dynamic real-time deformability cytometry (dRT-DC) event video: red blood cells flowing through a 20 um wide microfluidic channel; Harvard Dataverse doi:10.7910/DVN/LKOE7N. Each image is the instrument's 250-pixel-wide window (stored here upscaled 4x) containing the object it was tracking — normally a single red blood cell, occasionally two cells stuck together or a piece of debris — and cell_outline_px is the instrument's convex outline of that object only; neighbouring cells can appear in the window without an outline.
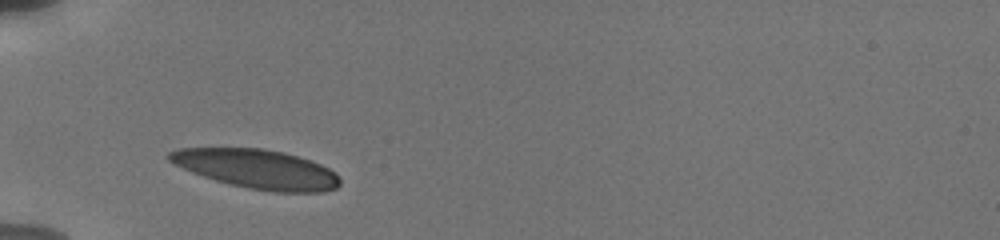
{"species": "human", "species_latin": "Homo sapiens", "temperature_condition": "cold", "stored_images_in_passage": 9, "camera_frame_rate_fps": 3000, "um_per_image_px": 0.085, "donor": {"sex": "male"}, "frame": {"image": 1, "passage_image": 1, "time_ms": 0.0, "image_size_px": [1000, 240], "cell_outline_px": [[340, 184], [336, 188], [320, 192], [272, 192], [248, 188], [216, 180], [192, 172], [168, 160], [164, 156], [168, 152], [176, 148], [264, 148], [284, 152], [320, 164], [336, 172], [340, 180]], "centroid_in_image_um": [21.83, 14.36], "position_along_channel_um": 63.2, "area_um2": 38.78}}
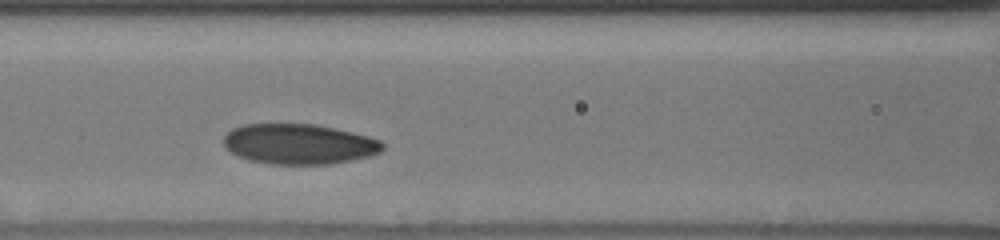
{"frame": {"image": 2, "passage_image": 7, "time_ms": 2.333, "image_size_px": [1000, 240], "cell_outline_px": [[384, 148], [380, 152], [372, 156], [332, 164], [272, 164], [248, 160], [236, 156], [224, 148], [224, 136], [232, 128], [244, 124], [316, 124], [368, 136], [380, 140], [384, 144]], "centroid_in_image_um": [25.4, 12.25], "position_along_channel_um": 141.2, "area_um2": 37.57}}